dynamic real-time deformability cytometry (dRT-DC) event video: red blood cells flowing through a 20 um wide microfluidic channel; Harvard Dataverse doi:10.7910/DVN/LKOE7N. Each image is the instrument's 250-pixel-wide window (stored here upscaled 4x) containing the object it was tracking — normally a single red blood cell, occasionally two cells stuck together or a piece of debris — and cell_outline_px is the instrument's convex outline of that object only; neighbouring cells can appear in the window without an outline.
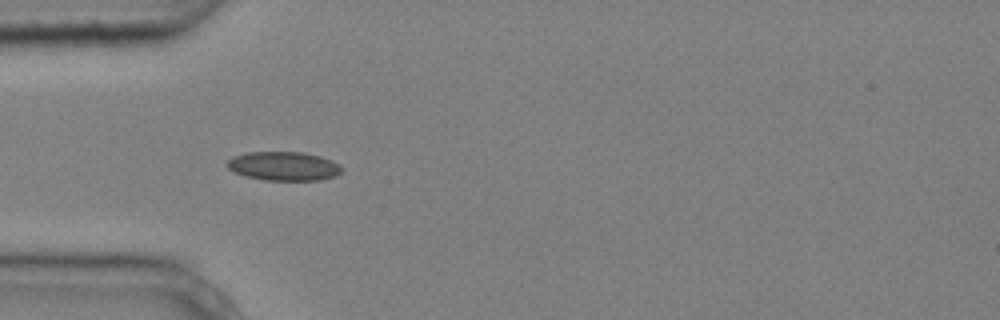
{"species": "common noctule bat (a hibernating species)", "species_latin": "Nyctalus noctula", "temperature_condition": "cold", "stored_images_in_passage": 5, "camera_frame_rate_fps": 3000, "um_per_image_px": 0.085, "animal": {"sex": "male", "body_mass_g": 20.4}, "frame": {"image": 1, "passage_image": 4, "time_ms": 1.0, "image_size_px": [1000, 320], "cell_outline_px": [[344, 168], [336, 176], [320, 180], [264, 180], [244, 176], [228, 168], [224, 164], [232, 156], [248, 152], [300, 152], [320, 156], [332, 160], [340, 164]], "centroid_in_image_um": [24.12, 14.12], "position_along_channel_um": 60.9, "area_um2": 19.48}}
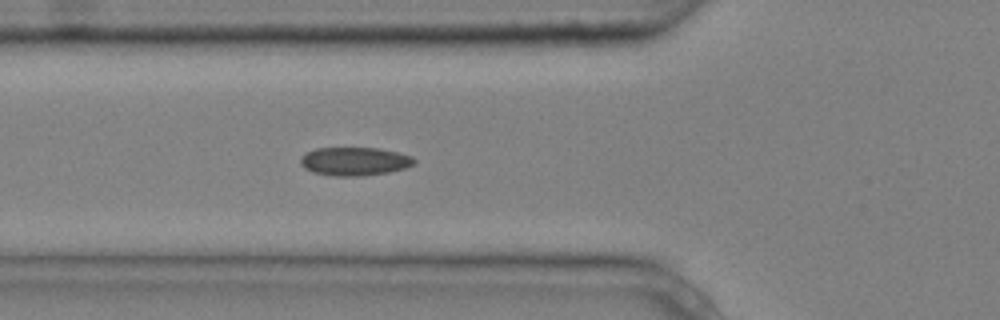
{"frame": {"image": 2, "passage_image": 5, "time_ms": 1.333, "image_size_px": [1000, 320], "cell_outline_px": [[416, 164], [404, 168], [388, 172], [360, 176], [336, 176], [312, 172], [304, 168], [300, 164], [300, 160], [308, 152], [316, 148], [380, 148], [412, 156], [416, 160]], "centroid_in_image_um": [30.16, 13.71], "position_along_channel_um": 95.6, "area_um2": 18.73}}